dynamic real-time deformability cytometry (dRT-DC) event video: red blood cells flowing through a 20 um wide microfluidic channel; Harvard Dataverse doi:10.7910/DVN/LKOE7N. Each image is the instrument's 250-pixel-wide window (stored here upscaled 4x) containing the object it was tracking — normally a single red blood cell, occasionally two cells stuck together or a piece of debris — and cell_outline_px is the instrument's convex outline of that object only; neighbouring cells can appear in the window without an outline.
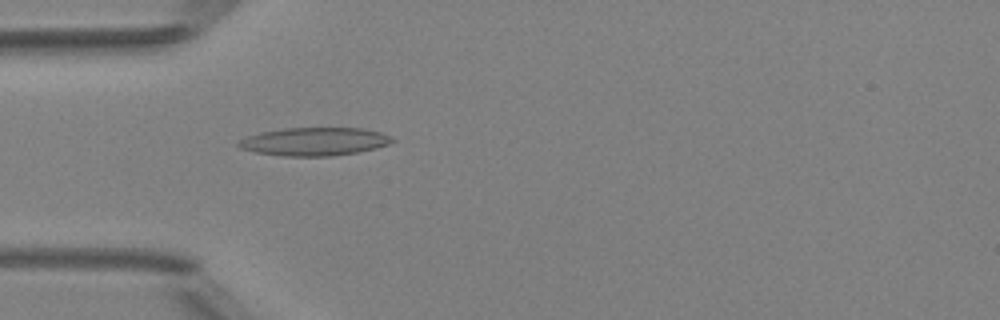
{"species": "Egyptian fruit bat (a non-hibernating species)", "species_latin": "Rousettus aegyptiacus", "temperature_condition": "room temperature", "stored_images_in_passage": 4, "camera_frame_rate_fps": 3000, "um_per_image_px": 0.085, "animal": {"sex": "female"}, "frame": {"image": 1, "passage_image": 4, "time_ms": 4.667, "image_size_px": [1000, 320], "cell_outline_px": [[396, 140], [388, 144], [376, 148], [360, 152], [328, 156], [284, 156], [256, 152], [240, 148], [236, 144], [240, 140], [248, 136], [260, 132], [284, 128], [360, 128], [380, 132], [392, 136]], "centroid_in_image_um": [26.75, 12.03], "position_along_channel_um": 58.3, "area_um2": 25.2}}